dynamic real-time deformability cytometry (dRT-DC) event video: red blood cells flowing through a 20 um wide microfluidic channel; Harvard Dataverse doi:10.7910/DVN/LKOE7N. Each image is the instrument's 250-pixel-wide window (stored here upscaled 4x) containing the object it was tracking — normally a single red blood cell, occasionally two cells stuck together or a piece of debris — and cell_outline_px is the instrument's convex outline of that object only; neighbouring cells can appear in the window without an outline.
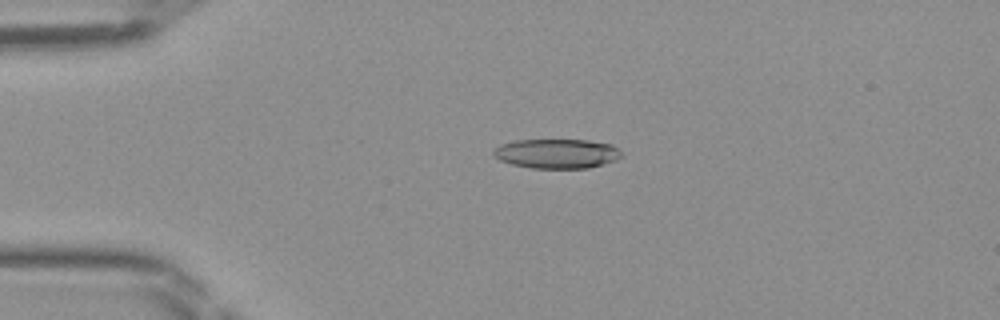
{"species": "Egyptian fruit bat (a non-hibernating species)", "species_latin": "Rousettus aegyptiacus", "temperature_condition": "room temperature", "stored_images_in_passage": 47, "camera_frame_rate_fps": 3000, "um_per_image_px": 0.085, "frame": {"image": 1, "passage_image": 11, "time_ms": 3.333, "image_size_px": [1000, 320], "cell_outline_px": [[624, 156], [616, 160], [604, 164], [588, 168], [532, 168], [512, 164], [500, 160], [492, 152], [500, 144], [516, 140], [588, 140], [612, 144]], "centroid_in_image_um": [47.36, 13.05], "position_along_channel_um": 37.6, "area_um2": 21.96}}
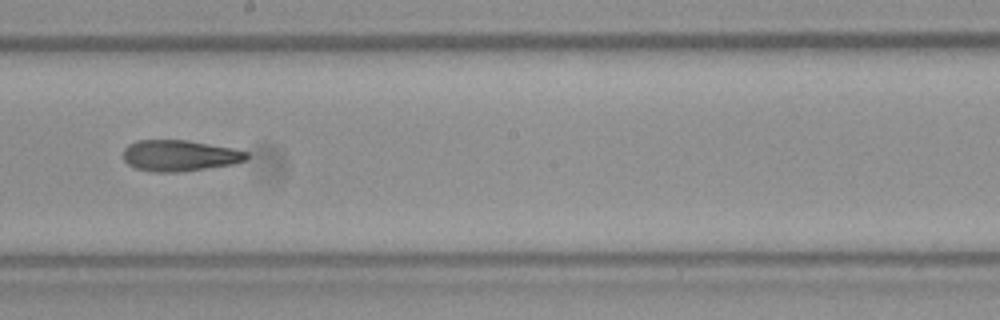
{"frame": {"image": 2, "passage_image": 27, "time_ms": 8.667, "image_size_px": [1000, 320], "cell_outline_px": [[248, 160], [232, 164], [180, 172], [152, 172], [136, 168], [128, 164], [124, 160], [124, 148], [128, 144], [136, 140], [188, 140], [232, 148], [248, 152]], "centroid_in_image_um": [15.26, 13.22], "position_along_channel_um": 232.9, "area_um2": 22.43}}
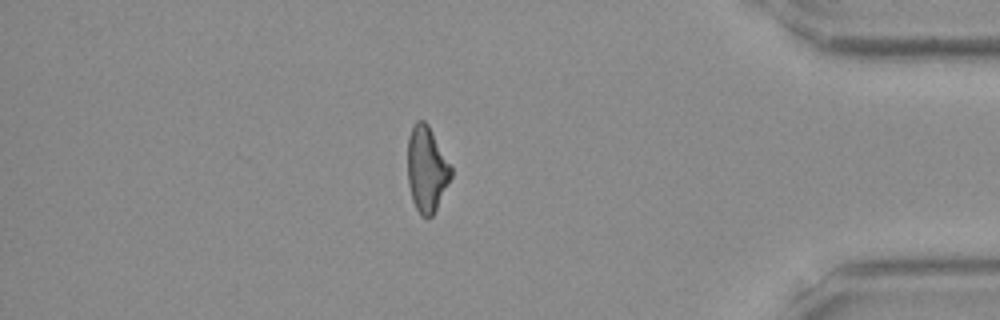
{"frame": {"image": 3, "passage_image": 41, "time_ms": 13.333, "image_size_px": [1000, 320], "cell_outline_px": [[452, 176], [432, 216], [420, 216], [412, 200], [408, 184], [408, 136], [412, 124], [416, 120], [424, 120], [428, 124], [452, 168]], "centroid_in_image_um": [36.25, 14.35], "position_along_channel_um": 399.0, "area_um2": 21.56}}